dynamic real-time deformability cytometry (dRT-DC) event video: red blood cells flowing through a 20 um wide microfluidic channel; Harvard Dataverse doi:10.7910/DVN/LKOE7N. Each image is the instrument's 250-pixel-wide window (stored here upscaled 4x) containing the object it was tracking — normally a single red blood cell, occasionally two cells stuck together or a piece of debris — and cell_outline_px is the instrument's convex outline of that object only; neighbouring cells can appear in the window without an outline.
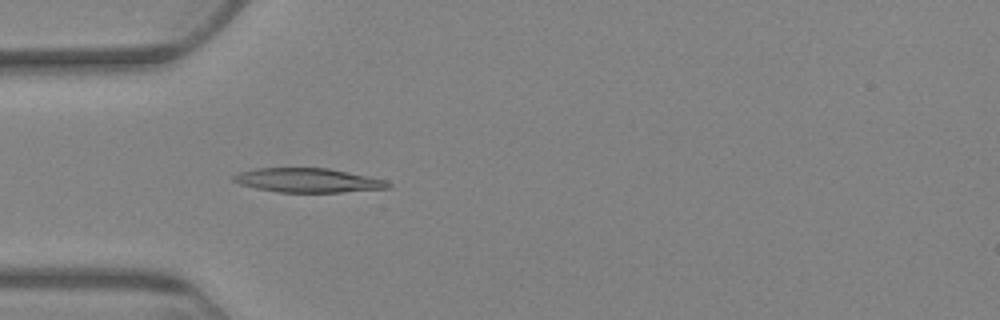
{"species": "Egyptian fruit bat (a non-hibernating species)", "species_latin": "Rousettus aegyptiacus", "temperature_condition": "warm", "stored_images_in_passage": 5, "camera_frame_rate_fps": 3000, "um_per_image_px": 0.085, "animal": {"sex": "female"}, "frame": {"image": 1, "passage_image": 5, "time_ms": 5.667, "image_size_px": [1000, 320], "cell_outline_px": [[392, 188], [340, 192], [280, 192], [256, 188], [240, 184], [232, 180], [232, 176], [240, 172], [256, 168], [328, 168], [368, 176], [384, 180], [392, 184]], "centroid_in_image_um": [26.19, 15.33], "position_along_channel_um": 58.8, "area_um2": 21.68}}